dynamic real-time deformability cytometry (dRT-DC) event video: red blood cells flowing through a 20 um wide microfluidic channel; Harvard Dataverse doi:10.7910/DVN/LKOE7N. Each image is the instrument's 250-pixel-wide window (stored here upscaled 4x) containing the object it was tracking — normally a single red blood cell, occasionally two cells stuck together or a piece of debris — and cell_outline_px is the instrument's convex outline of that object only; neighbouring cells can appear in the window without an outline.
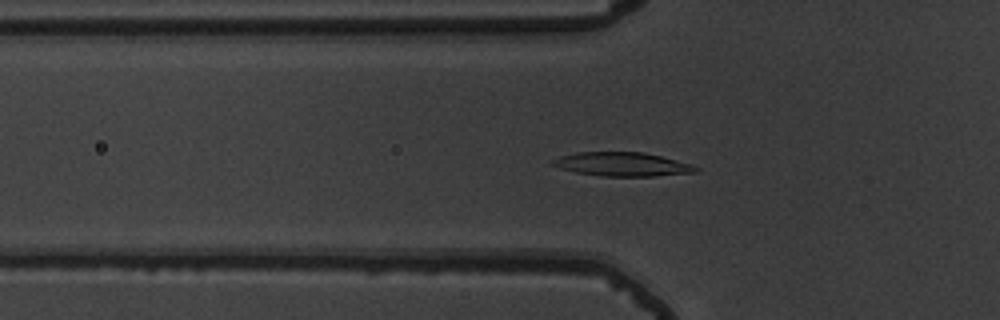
{"species": "common noctule bat (a hibernating species)", "species_latin": "Nyctalus noctula", "temperature_condition": "warm", "stored_images_in_passage": 49, "camera_frame_rate_fps": 3000, "um_per_image_px": 0.085, "animal": {"sex": "male", "body_mass_g": 19.5, "forearm_length_mm": 54.6}, "frame": {"image": 1, "passage_image": 19, "time_ms": 6.0, "image_size_px": [1000, 320], "cell_outline_px": [[700, 168], [696, 172], [652, 176], [600, 176], [576, 172], [560, 168], [552, 164], [552, 160], [560, 156], [576, 152], [640, 152], [660, 156], [692, 164]], "centroid_in_image_um": [52.89, 13.96], "position_along_channel_um": 72.9, "area_um2": 19.71}}
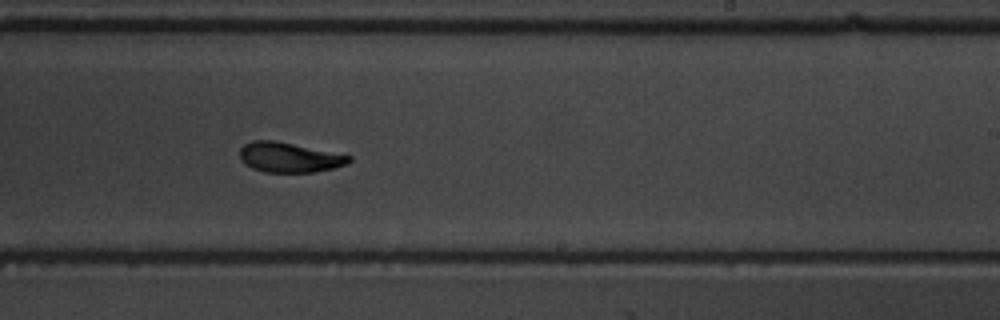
{"frame": {"image": 2, "passage_image": 34, "time_ms": 11.0, "image_size_px": [1000, 320], "cell_outline_px": [[352, 160], [348, 164], [332, 168], [312, 172], [264, 172], [252, 168], [244, 164], [240, 160], [240, 148], [244, 144], [252, 140], [276, 140], [352, 156]], "centroid_in_image_um": [24.56, 13.37], "position_along_channel_um": 264.4, "area_um2": 19.13}}
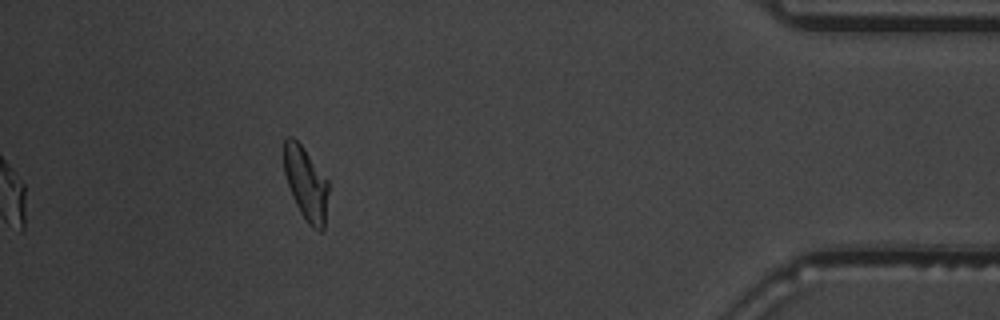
{"frame": {"image": 3, "passage_image": 49, "time_ms": 16.0, "image_size_px": [1000, 320], "cell_outline_px": [[328, 192], [324, 228], [320, 232], [312, 228], [308, 224], [300, 212], [292, 196], [284, 172], [284, 140], [288, 136], [292, 136], [300, 144], [328, 180]], "centroid_in_image_um": [26.0, 15.62], "position_along_channel_um": 409.2, "area_um2": 18.79}, "authors_computed_cell_mechanics": {"area_um2": 19.2474, "velocity_mm_per_s": 3.8422, "shape_relaxation_time_tau1_ms": 3.171, "shape_relaxation_time_tau2_ms": 1.1419, "deformation_change_tau1": 0.146, "deformation_change_tau2": 0.0557}}